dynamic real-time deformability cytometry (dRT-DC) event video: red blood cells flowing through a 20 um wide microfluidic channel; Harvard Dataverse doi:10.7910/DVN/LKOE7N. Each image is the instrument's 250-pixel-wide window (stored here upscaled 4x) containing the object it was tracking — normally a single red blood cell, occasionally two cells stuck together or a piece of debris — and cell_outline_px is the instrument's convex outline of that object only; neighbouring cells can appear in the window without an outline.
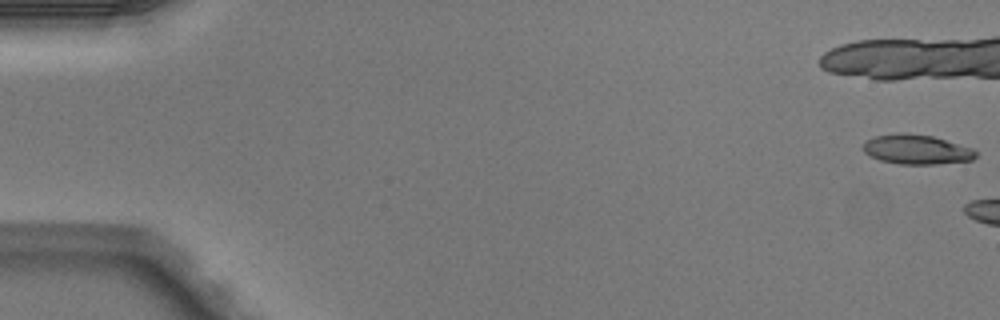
{"species": "Egyptian fruit bat (a non-hibernating species)", "species_latin": "Rousettus aegyptiacus", "temperature_condition": "warm", "stored_images_in_passage": 5, "camera_frame_rate_fps": 3000, "um_per_image_px": 0.085, "animal": {"sex": "male"}, "frame": {"image": 1, "passage_image": 1, "time_ms": 0.0, "image_size_px": [1000, 320], "cell_outline_px": [[976, 156], [972, 160], [936, 164], [900, 164], [880, 160], [864, 152], [864, 144], [868, 140], [876, 136], [900, 132], [904, 132], [932, 136], [972, 148], [976, 152]], "centroid_in_image_um": [77.92, 12.7], "position_along_channel_um": 7.1, "area_um2": 19.19}}